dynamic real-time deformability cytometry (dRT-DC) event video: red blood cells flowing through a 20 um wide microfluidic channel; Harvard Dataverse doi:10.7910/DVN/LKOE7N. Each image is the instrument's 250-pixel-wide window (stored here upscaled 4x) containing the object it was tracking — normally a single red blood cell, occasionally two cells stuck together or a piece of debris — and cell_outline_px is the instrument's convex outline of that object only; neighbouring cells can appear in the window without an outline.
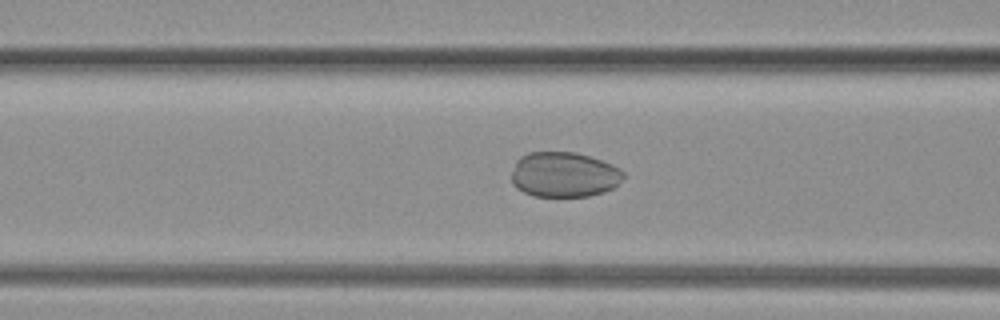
{"species": "common noctule bat (a hibernating species)", "species_latin": "Nyctalus noctula", "temperature_condition": "warm", "stored_images_in_passage": 60, "camera_frame_rate_fps": 3000, "um_per_image_px": 0.085, "animal": {"sex": "female", "body_mass_g": 19.3, "forearm_length_mm": 54.1}, "frame": {"image": 1, "passage_image": 11, "time_ms": 3.333, "image_size_px": [1000, 320], "cell_outline_px": [[624, 176], [612, 188], [604, 192], [588, 196], [532, 196], [516, 188], [512, 184], [512, 172], [516, 160], [520, 156], [528, 152], [576, 152], [612, 164], [620, 168], [624, 172]], "centroid_in_image_um": [47.91, 14.84], "position_along_channel_um": 118.7, "area_um2": 29.48}}
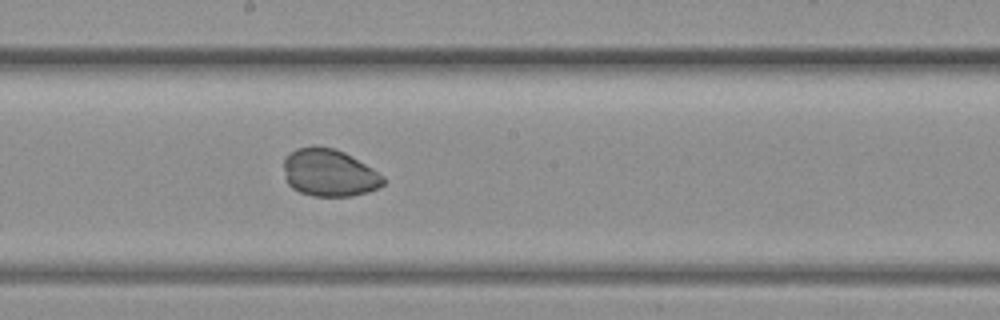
{"frame": {"image": 2, "passage_image": 23, "time_ms": 7.333, "image_size_px": [1000, 320], "cell_outline_px": [[388, 180], [380, 188], [368, 192], [352, 196], [312, 196], [300, 192], [292, 188], [288, 184], [284, 176], [284, 156], [288, 152], [296, 148], [316, 144], [332, 148], [344, 152], [352, 156], [372, 168], [384, 176]], "centroid_in_image_um": [27.98, 14.67], "position_along_channel_um": 220.2, "area_um2": 28.09}}
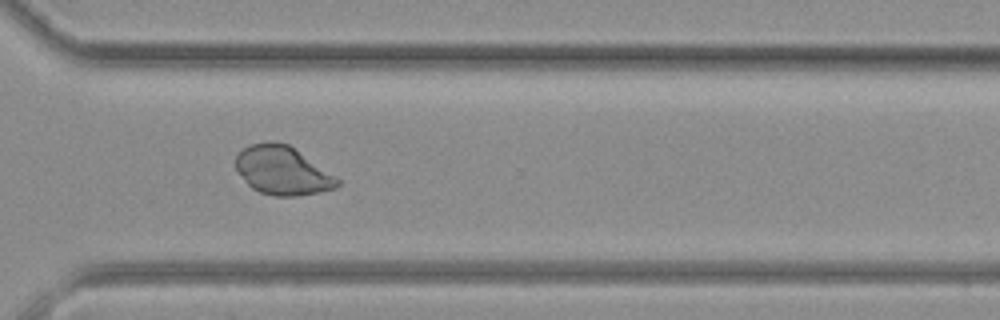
{"frame": {"image": 3, "passage_image": 38, "time_ms": 12.333, "image_size_px": [1000, 320], "cell_outline_px": [[340, 184], [336, 188], [320, 192], [296, 196], [272, 196], [260, 192], [252, 188], [244, 180], [236, 168], [236, 156], [244, 148], [252, 144], [268, 140], [272, 140], [288, 144], [340, 180]], "centroid_in_image_um": [23.99, 14.5], "position_along_channel_um": 346.6, "area_um2": 28.5}}